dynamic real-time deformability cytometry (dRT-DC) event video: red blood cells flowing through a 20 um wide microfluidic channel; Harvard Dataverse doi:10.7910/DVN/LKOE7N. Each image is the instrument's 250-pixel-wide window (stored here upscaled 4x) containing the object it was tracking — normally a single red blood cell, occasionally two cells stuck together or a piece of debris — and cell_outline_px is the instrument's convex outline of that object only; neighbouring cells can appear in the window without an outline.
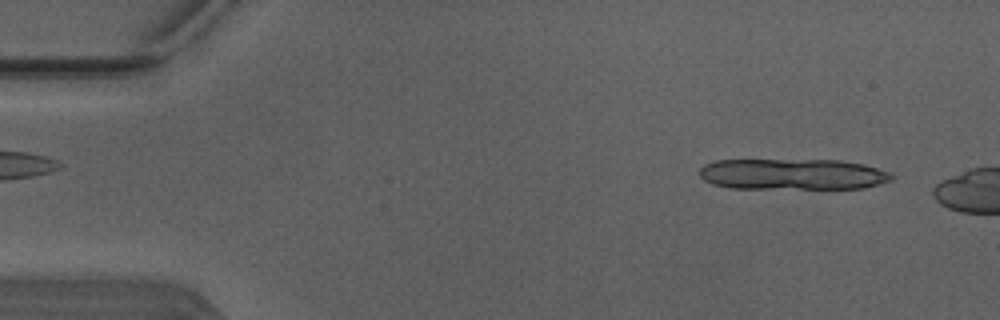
{"species": "Egyptian fruit bat (a non-hibernating species)", "species_latin": "Rousettus aegyptiacus", "temperature_condition": "warm", "stored_images_in_passage": 6, "camera_frame_rate_fps": 3000, "um_per_image_px": 0.085, "animal": {"sex": "male"}, "frame": {"image": 1, "passage_image": 3, "time_ms": 0.667, "image_size_px": [1000, 320], "cell_outline_px": [[892, 180], [880, 184], [864, 188], [728, 188], [712, 184], [704, 180], [700, 176], [700, 168], [704, 164], [716, 160], [840, 160], [864, 164], [892, 172]], "centroid_in_image_um": [67.38, 14.81], "position_along_channel_um": 17.6, "area_um2": 34.91}}